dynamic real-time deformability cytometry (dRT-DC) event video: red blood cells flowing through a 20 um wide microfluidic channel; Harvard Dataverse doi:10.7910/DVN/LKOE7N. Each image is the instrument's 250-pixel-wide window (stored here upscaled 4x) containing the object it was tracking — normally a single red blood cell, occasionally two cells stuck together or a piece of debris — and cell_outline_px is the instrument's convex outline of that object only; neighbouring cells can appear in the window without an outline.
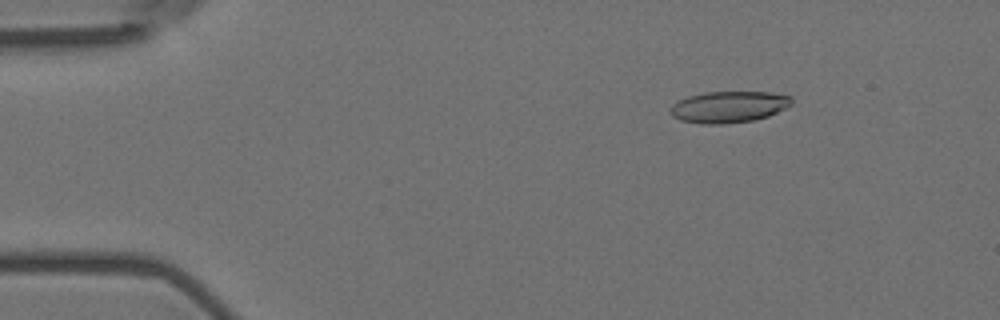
{"species": "Egyptian fruit bat (a non-hibernating species)", "species_latin": "Rousettus aegyptiacus", "temperature_condition": "room temperature", "stored_images_in_passage": 56, "camera_frame_rate_fps": 3000, "um_per_image_px": 0.085, "animal": {"sex": "female"}, "frame": {"image": 1, "passage_image": 8, "time_ms": 2.333, "image_size_px": [1000, 320], "cell_outline_px": [[792, 104], [768, 116], [752, 120], [724, 124], [700, 124], [680, 120], [672, 116], [668, 112], [672, 104], [688, 96], [704, 92], [768, 92], [792, 96]], "centroid_in_image_um": [61.9, 9.09], "position_along_channel_um": 23.1, "area_um2": 22.25}}
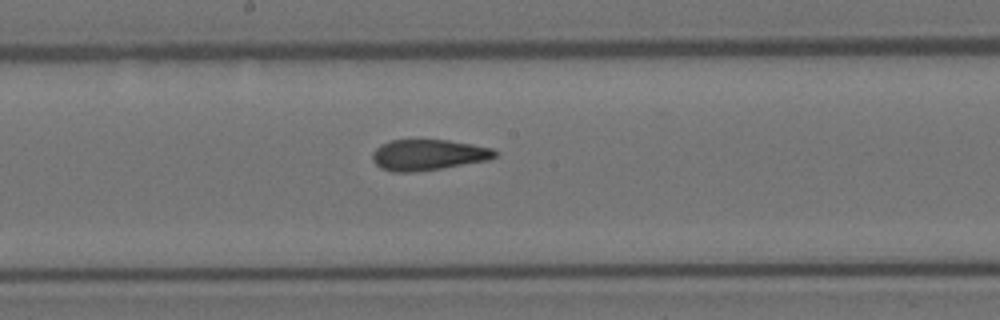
{"frame": {"image": 2, "passage_image": 30, "time_ms": 9.667, "image_size_px": [1000, 320], "cell_outline_px": [[500, 152], [496, 156], [488, 160], [440, 168], [412, 172], [392, 172], [380, 168], [372, 160], [372, 152], [380, 144], [392, 140], [448, 140], [472, 144], [492, 148]], "centroid_in_image_um": [36.38, 13.16], "position_along_channel_um": 211.8, "area_um2": 22.02}}
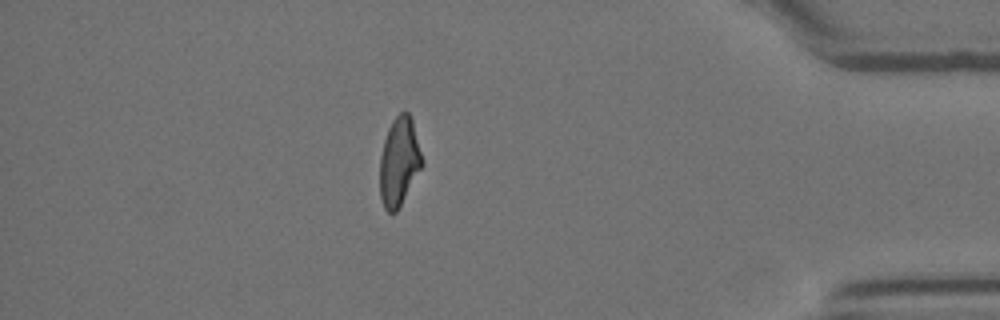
{"frame": {"image": 3, "passage_image": 49, "time_ms": 16.0, "image_size_px": [1000, 320], "cell_outline_px": [[424, 164], [396, 212], [388, 212], [384, 208], [380, 196], [380, 156], [384, 140], [388, 128], [392, 120], [400, 112], [408, 112], [412, 120]], "centroid_in_image_um": [33.92, 13.74], "position_along_channel_um": 401.3, "area_um2": 21.62}, "authors_computed_cell_mechanics": {"area_um2": 22.3975, "velocity_mm_per_s": 3.625, "shape_relaxation_time_tau1_ms": null, "shape_relaxation_time_tau2_ms": 2.1278, "deformation_change_tau1": null, "deformation_change_tau2": 0.1019}}